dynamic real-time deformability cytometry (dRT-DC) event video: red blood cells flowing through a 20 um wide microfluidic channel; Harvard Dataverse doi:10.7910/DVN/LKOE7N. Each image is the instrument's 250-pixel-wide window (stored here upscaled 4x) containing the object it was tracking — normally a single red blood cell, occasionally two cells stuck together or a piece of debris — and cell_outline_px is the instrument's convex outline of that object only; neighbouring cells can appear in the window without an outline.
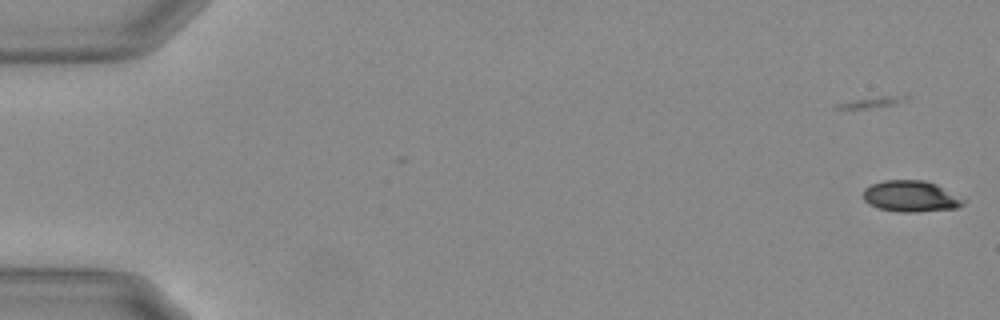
{"species": "Egyptian fruit bat (a non-hibernating species)", "species_latin": "Rousettus aegyptiacus", "temperature_condition": "warm", "stored_images_in_passage": 4, "camera_frame_rate_fps": 3000, "um_per_image_px": 0.085, "animal": {"sex": "female"}, "frame": {"image": 1, "passage_image": 4, "time_ms": 1.0, "image_size_px": [1000, 320], "cell_outline_px": [[968, 200], [964, 204], [956, 208], [912, 212], [900, 212], [880, 208], [864, 200], [864, 188], [872, 184], [884, 180], [924, 180], [936, 184]], "centroid_in_image_um": [77.46, 16.67], "position_along_channel_um": 7.5, "area_um2": 18.09}}